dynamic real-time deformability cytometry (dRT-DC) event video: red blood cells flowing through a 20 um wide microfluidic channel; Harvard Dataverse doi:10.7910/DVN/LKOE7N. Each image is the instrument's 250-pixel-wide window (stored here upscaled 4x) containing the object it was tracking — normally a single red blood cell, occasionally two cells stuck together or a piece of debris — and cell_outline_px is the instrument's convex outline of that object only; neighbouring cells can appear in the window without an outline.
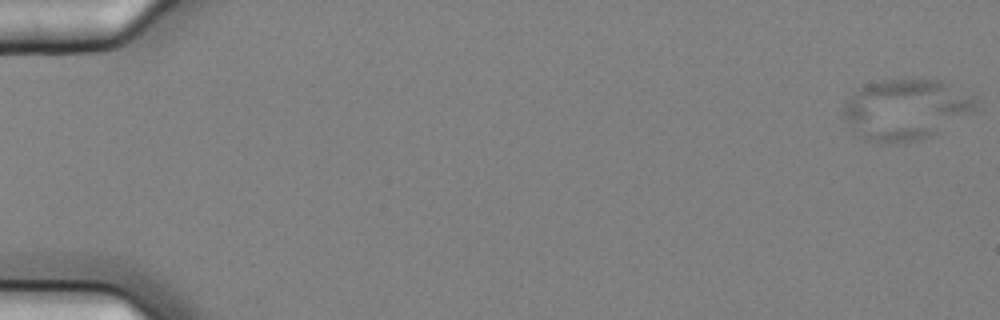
{"species": "common noctule bat (a hibernating species)", "species_latin": "Nyctalus noctula", "temperature_condition": "cold", "stored_images_in_passage": 6, "camera_frame_rate_fps": 3000, "um_per_image_px": 0.085, "animal": {"sex": "female", "body_mass_g": 25.1}, "frame": {"image": 1, "passage_image": 1, "time_ms": 0.0, "image_size_px": [1000, 320], "cell_outline_px": [[976, 96], [972, 112], [936, 132], [928, 136], [916, 140], [888, 144], [880, 144], [864, 140], [852, 132], [840, 116], [844, 104], [852, 92], [868, 84], [880, 80], [940, 80]], "centroid_in_image_um": [76.88, 9.32], "position_along_channel_um": 8.1, "area_um2": 46.76}}
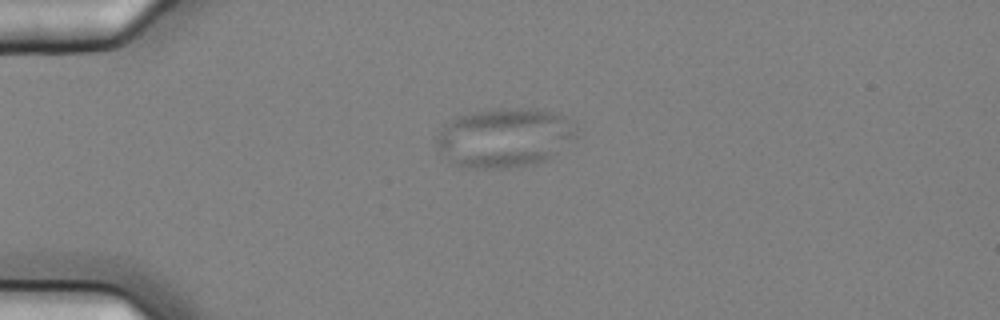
{"frame": {"image": 2, "passage_image": 5, "time_ms": 1.333, "image_size_px": [1000, 320], "cell_outline_px": [[576, 136], [544, 160], [536, 164], [508, 168], [476, 168], [456, 164], [448, 160], [436, 144], [436, 136], [456, 116], [496, 108], [532, 108], [552, 112], [564, 116], [576, 128]], "centroid_in_image_um": [42.87, 11.69], "position_along_channel_um": 42.1, "area_um2": 47.51}}